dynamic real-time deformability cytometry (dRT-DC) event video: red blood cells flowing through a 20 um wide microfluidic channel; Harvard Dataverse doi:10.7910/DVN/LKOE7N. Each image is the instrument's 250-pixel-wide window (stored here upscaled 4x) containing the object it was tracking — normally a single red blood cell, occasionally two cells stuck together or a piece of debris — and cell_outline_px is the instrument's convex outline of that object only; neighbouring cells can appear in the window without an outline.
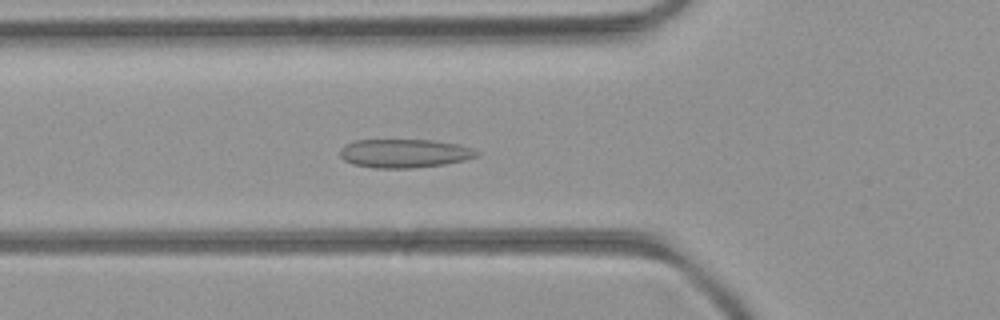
{"species": "common noctule bat (a hibernating species)", "species_latin": "Nyctalus noctula", "temperature_condition": "room temperature", "stored_images_in_passage": 47, "camera_frame_rate_fps": 3000, "um_per_image_px": 0.085, "animal": {"sex": "female", "body_mass_g": 21.9}, "frame": {"image": 1, "passage_image": 13, "time_ms": 4.0, "image_size_px": [1000, 320], "cell_outline_px": [[480, 156], [464, 160], [444, 164], [412, 168], [372, 168], [352, 164], [344, 160], [340, 156], [340, 148], [344, 144], [356, 140], [432, 140], [456, 144], [472, 148], [480, 152]], "centroid_in_image_um": [34.36, 13.04], "position_along_channel_um": 91.4, "area_um2": 22.95}}
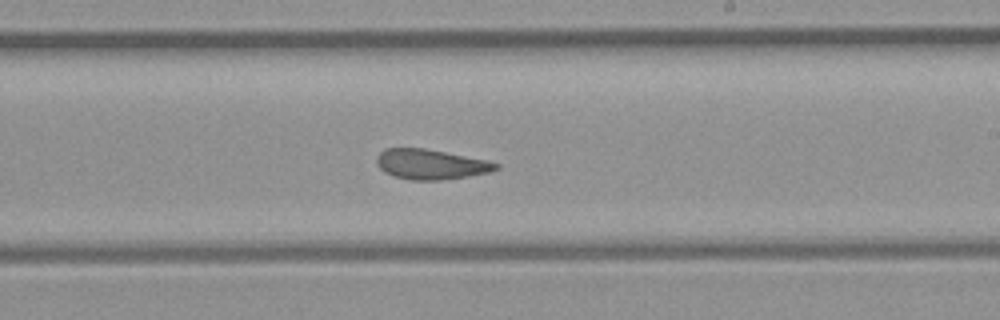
{"frame": {"image": 2, "passage_image": 25, "time_ms": 8.0, "image_size_px": [1000, 320], "cell_outline_px": [[500, 168], [488, 172], [468, 176], [440, 180], [408, 180], [384, 172], [376, 164], [376, 156], [384, 148], [424, 148], [488, 160], [500, 164]], "centroid_in_image_um": [36.6, 13.96], "position_along_channel_um": 252.4, "area_um2": 20.92}}
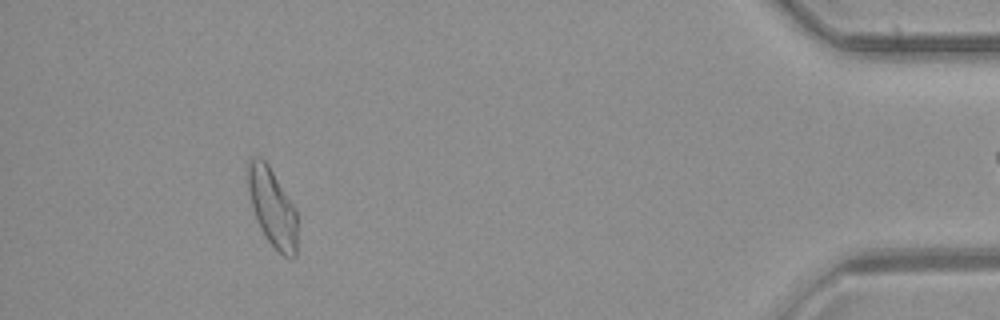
{"frame": {"image": 3, "passage_image": 42, "time_ms": 13.667, "image_size_px": [1000, 320], "cell_outline_px": [[296, 256], [292, 260], [284, 256], [268, 240], [260, 228], [256, 220], [252, 204], [248, 184], [248, 156], [260, 156], [268, 164], [296, 208]], "centroid_in_image_um": [23.15, 17.61], "position_along_channel_um": 412.0, "area_um2": 22.37}, "authors_computed_cell_mechanics": {"area_um2": 22.3686, "velocity_mm_per_s": 4.0147, "shape_relaxation_time_tau1_ms": null, "shape_relaxation_time_tau2_ms": 2.3904, "deformation_change_tau1": null, "deformation_change_tau2": 0.0798}}